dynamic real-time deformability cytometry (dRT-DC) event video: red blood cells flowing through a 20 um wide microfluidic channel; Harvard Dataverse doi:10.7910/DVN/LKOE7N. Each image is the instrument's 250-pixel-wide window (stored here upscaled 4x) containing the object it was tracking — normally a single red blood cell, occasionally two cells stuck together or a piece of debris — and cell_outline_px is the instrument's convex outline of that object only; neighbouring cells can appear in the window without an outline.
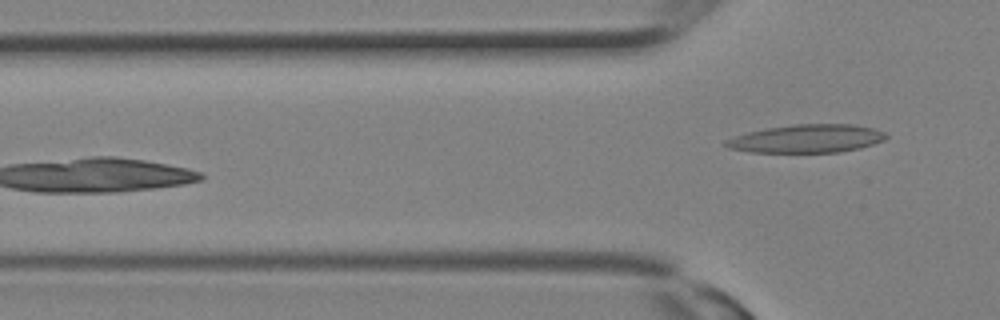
{"species": "Egyptian fruit bat (a non-hibernating species)", "species_latin": "Rousettus aegyptiacus", "temperature_condition": "room temperature", "stored_images_in_passage": 10, "camera_frame_rate_fps": 3000, "um_per_image_px": 0.085, "animal": {"sex": "female"}, "frame": {"image": 1, "passage_image": 10, "time_ms": 3.0, "image_size_px": [1000, 320], "cell_outline_px": [[888, 136], [884, 140], [860, 148], [840, 152], [752, 152], [728, 148], [724, 144], [724, 140], [748, 132], [768, 128], [796, 124], [852, 124], [876, 128], [884, 132]], "centroid_in_image_um": [68.61, 11.78], "position_along_channel_um": 57.2, "area_um2": 26.24}}